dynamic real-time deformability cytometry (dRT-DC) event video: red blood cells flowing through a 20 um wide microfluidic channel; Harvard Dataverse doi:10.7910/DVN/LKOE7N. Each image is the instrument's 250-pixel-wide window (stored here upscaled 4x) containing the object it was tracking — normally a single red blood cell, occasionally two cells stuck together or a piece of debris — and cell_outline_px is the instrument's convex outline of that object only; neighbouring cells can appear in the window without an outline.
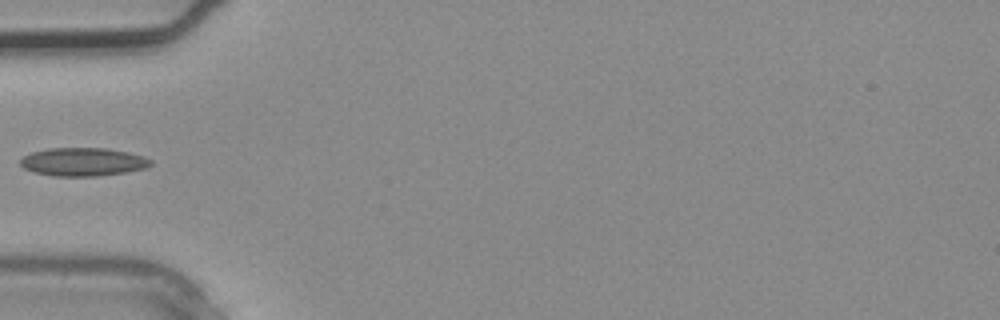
{"species": "common noctule bat (a hibernating species)", "species_latin": "Nyctalus noctula", "temperature_condition": "warm", "stored_images_in_passage": 4, "camera_frame_rate_fps": 3000, "um_per_image_px": 0.085, "animal": {"sex": "male", "body_mass_g": 20.4}, "frame": {"image": 1, "passage_image": 4, "time_ms": 1.0, "image_size_px": [1000, 320], "cell_outline_px": [[152, 164], [148, 168], [124, 172], [96, 176], [52, 176], [36, 172], [24, 168], [20, 164], [20, 160], [24, 156], [32, 152], [48, 148], [108, 148], [128, 152], [144, 156], [152, 160]], "centroid_in_image_um": [7.09, 13.75], "position_along_channel_um": 77.9, "area_um2": 21.5}}